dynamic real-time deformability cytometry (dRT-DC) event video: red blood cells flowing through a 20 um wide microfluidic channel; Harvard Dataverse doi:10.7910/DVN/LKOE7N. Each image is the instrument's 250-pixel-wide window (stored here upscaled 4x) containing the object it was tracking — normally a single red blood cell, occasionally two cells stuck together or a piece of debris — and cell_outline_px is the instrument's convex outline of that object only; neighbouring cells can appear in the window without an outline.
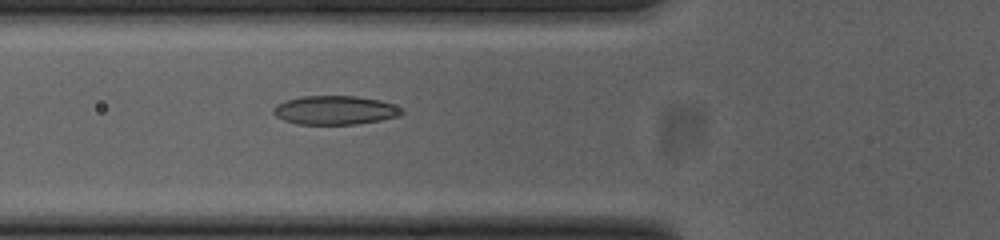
{"species": "common noctule bat (a hibernating species)", "species_latin": "Nyctalus noctula", "temperature_condition": "cold", "stored_images_in_passage": 20, "camera_frame_rate_fps": 3000, "um_per_image_px": 0.085, "animal": {"sex": "female", "body_mass_g": 23.0, "forearm_length_mm": 53.4}, "frame": {"image": 1, "passage_image": 8, "time_ms": 2.333, "image_size_px": [1000, 240], "cell_outline_px": [[404, 112], [400, 116], [380, 120], [356, 124], [296, 124], [284, 120], [276, 116], [272, 112], [272, 108], [276, 104], [284, 100], [300, 96], [356, 96], [380, 100], [392, 104], [400, 108]], "centroid_in_image_um": [28.43, 9.36], "position_along_channel_um": 97.4, "area_um2": 21.68}}
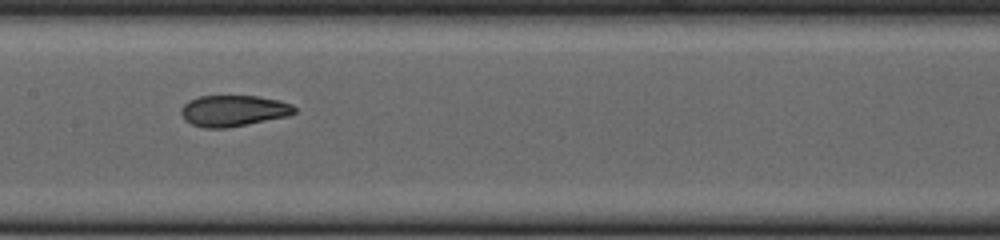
{"frame": {"image": 2, "passage_image": 15, "time_ms": 4.667, "image_size_px": [1000, 240], "cell_outline_px": [[296, 112], [288, 116], [224, 128], [204, 128], [192, 124], [184, 120], [180, 112], [180, 108], [188, 100], [200, 96], [256, 96], [280, 100], [292, 104], [296, 108]], "centroid_in_image_um": [19.82, 9.4], "position_along_channel_um": 187.6, "area_um2": 20.58}}
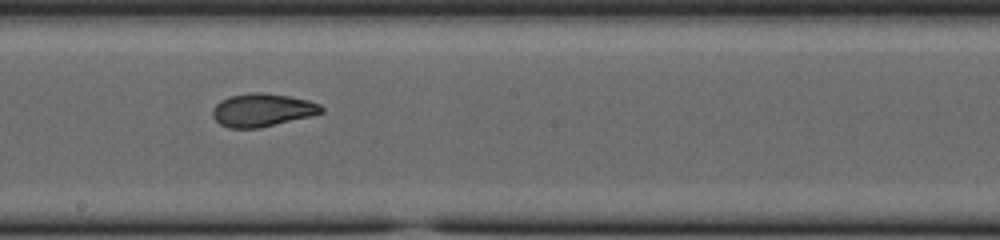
{"frame": {"image": 3, "passage_image": 18, "time_ms": 5.667, "image_size_px": [1000, 240], "cell_outline_px": [[324, 112], [312, 116], [260, 128], [228, 128], [220, 124], [212, 116], [212, 108], [220, 100], [228, 96], [252, 92], [260, 92], [288, 96], [308, 100], [320, 104], [324, 108]], "centroid_in_image_um": [22.29, 9.36], "position_along_channel_um": 225.9, "area_um2": 21.15}}